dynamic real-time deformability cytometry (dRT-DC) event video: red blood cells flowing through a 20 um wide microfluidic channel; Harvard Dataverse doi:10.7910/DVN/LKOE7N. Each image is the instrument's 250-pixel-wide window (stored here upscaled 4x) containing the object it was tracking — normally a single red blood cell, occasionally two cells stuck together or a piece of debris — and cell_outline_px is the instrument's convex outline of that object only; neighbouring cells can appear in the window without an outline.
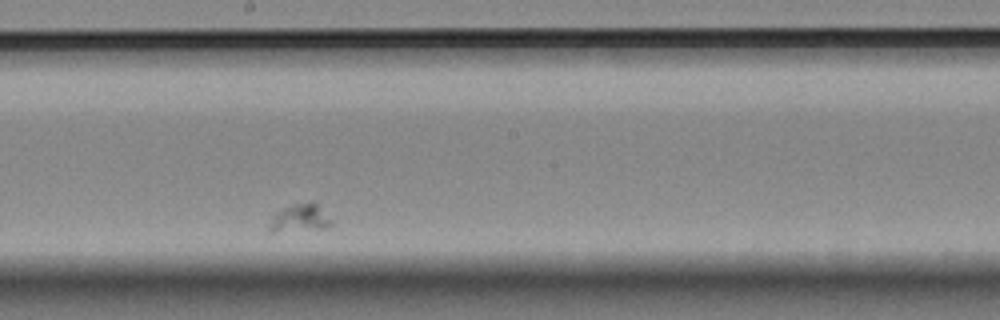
{"species": "Egyptian fruit bat (a non-hibernating species)", "species_latin": "Rousettus aegyptiacus", "temperature_condition": "room temperature", "stored_images_in_passage": 9, "camera_frame_rate_fps": 3000, "um_per_image_px": 0.085, "animal": {"sex": "female"}, "frame": {"image": 1, "passage_image": 6, "time_ms": 1.667, "image_size_px": [1000, 320], "cell_outline_px": [[332, 224], [328, 228], [272, 232], [268, 228], [268, 224], [272, 216], [276, 212], [292, 204], [312, 200], [332, 220]], "centroid_in_image_um": [25.47, 18.53], "position_along_channel_um": 222.7, "area_um2": 10.12}}
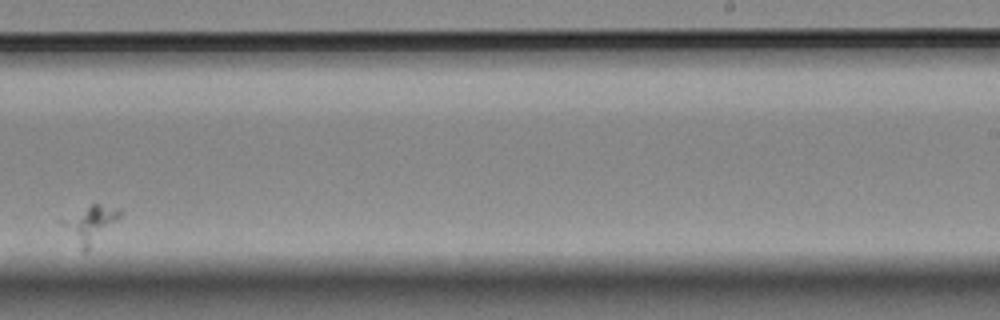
{"frame": {"image": 2, "passage_image": 7, "time_ms": 2.0, "image_size_px": [1000, 320], "cell_outline_px": [[120, 216], [88, 252], [80, 252], [56, 220], [92, 204], [100, 204], [120, 208]], "centroid_in_image_um": [7.56, 19.11], "position_along_channel_um": 281.4, "area_um2": 12.89}}
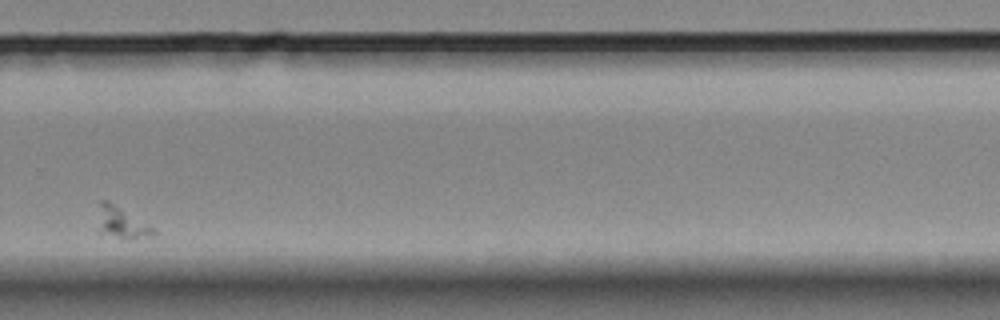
{"frame": {"image": 3, "passage_image": 8, "time_ms": 2.333, "image_size_px": [1000, 320], "cell_outline_px": [[156, 236], [132, 240], [124, 240], [96, 232], [96, 228], [100, 200], [108, 200], [156, 228]], "centroid_in_image_um": [10.34, 18.98], "position_along_channel_um": 319.5, "area_um2": 10.92}}